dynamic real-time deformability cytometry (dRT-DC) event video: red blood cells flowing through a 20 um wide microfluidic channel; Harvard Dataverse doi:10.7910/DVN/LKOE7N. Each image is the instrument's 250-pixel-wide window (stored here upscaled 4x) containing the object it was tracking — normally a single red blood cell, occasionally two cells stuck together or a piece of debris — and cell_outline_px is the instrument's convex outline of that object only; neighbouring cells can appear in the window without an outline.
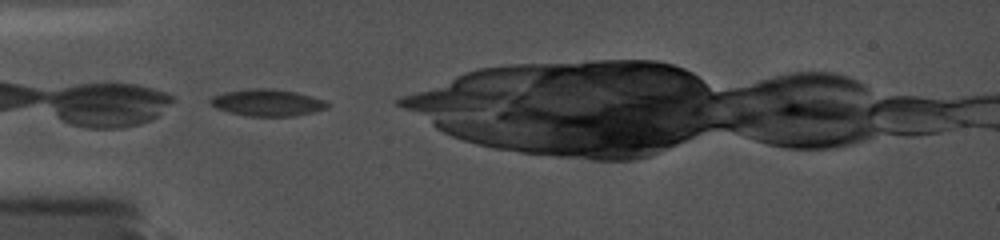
{"species": "common noctule bat (a hibernating species)", "species_latin": "Nyctalus noctula", "temperature_condition": "cold", "stored_images_in_passage": 30, "camera_frame_rate_fps": 5000, "um_per_image_px": 0.085, "animal": {"sex": "female", "body_mass_g": 19.0, "forearm_length_mm": 56.7}, "frame": {"image": 1, "passage_image": 1, "time_ms": 0.0, "image_size_px": [1000, 240], "cell_outline_px": [[332, 104], [328, 108], [296, 116], [248, 116], [228, 112], [216, 108], [208, 100], [212, 96], [224, 92], [252, 88], [272, 88], [296, 92], [312, 96], [324, 100]], "centroid_in_image_um": [22.74, 8.72], "position_along_channel_um": 62.3, "area_um2": 18.44}}